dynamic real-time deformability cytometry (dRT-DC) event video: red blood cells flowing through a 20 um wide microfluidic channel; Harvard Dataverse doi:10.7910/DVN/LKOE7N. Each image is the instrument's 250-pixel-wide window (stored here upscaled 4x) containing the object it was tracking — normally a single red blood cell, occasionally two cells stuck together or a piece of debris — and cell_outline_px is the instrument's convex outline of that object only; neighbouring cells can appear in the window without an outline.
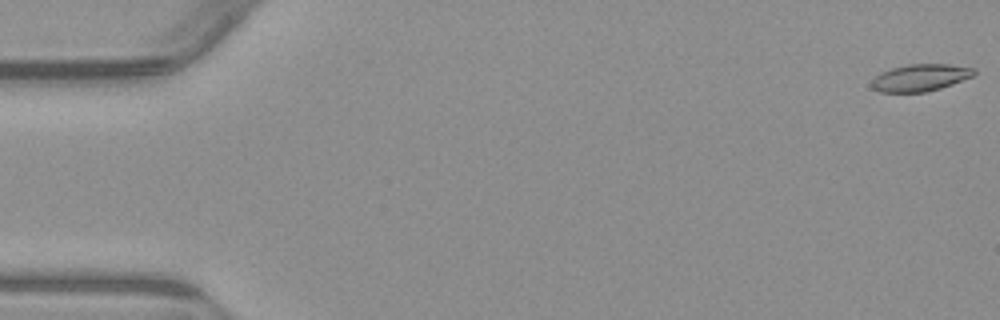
{"species": "common noctule bat (a hibernating species)", "species_latin": "Nyctalus noctula", "temperature_condition": "warm", "stored_images_in_passage": 10, "camera_frame_rate_fps": 3000, "um_per_image_px": 0.085, "animal": {"sex": "male", "body_mass_g": 23.1, "forearm_length_mm": 52.7}, "frame": {"image": 1, "passage_image": 1, "time_ms": 0.0, "image_size_px": [1000, 320], "cell_outline_px": [[976, 72], [972, 76], [952, 84], [928, 92], [880, 92], [872, 88], [872, 80], [880, 72], [892, 68], [908, 64], [948, 64], [976, 68]], "centroid_in_image_um": [78.23, 6.6], "position_along_channel_um": 6.8, "area_um2": 16.13}}